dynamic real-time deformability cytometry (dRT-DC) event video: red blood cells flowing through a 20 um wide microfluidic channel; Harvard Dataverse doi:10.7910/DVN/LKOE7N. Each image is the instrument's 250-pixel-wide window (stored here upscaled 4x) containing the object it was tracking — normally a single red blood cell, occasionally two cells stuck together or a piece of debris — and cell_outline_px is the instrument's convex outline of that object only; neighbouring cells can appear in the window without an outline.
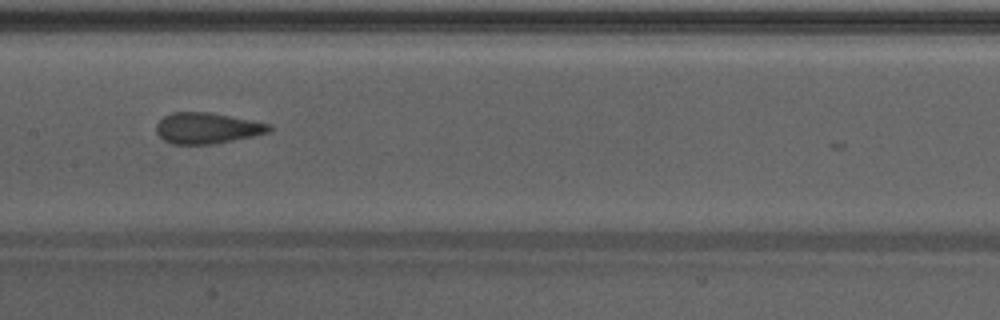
{"species": "Egyptian fruit bat (a non-hibernating species)", "species_latin": "Rousettus aegyptiacus", "temperature_condition": "warm", "stored_images_in_passage": 14, "camera_frame_rate_fps": 3000, "um_per_image_px": 0.085, "animal": {"sex": "male"}, "frame": {"image": 1, "passage_image": 11, "time_ms": 3.333, "image_size_px": [1000, 320], "cell_outline_px": [[272, 128], [268, 132], [252, 136], [212, 144], [172, 144], [164, 140], [156, 132], [156, 124], [164, 116], [172, 112], [212, 112], [272, 124]], "centroid_in_image_um": [17.6, 10.88], "position_along_channel_um": 189.8, "area_um2": 20.35}}